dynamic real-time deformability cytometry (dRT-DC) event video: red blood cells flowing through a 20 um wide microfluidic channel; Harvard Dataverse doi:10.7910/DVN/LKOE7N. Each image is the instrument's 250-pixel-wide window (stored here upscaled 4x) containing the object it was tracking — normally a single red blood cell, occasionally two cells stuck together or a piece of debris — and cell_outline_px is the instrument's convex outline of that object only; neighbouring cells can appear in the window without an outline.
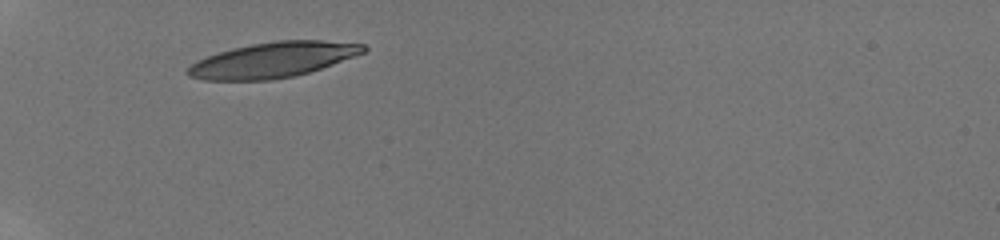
{"species": "human", "species_latin": "Homo sapiens", "temperature_condition": "room temperature", "stored_images_in_passage": 35, "camera_frame_rate_fps": 3000, "um_per_image_px": 0.085, "donor": {"sex": "male"}, "frame": {"image": 1, "passage_image": 1, "time_ms": 0.0, "image_size_px": [1000, 240], "cell_outline_px": [[368, 48], [364, 52], [356, 56], [296, 76], [272, 80], [204, 80], [188, 76], [184, 72], [196, 60], [232, 48], [252, 44], [276, 40], [324, 40], [364, 44]], "centroid_in_image_um": [23.19, 5.09], "position_along_channel_um": 61.8, "area_um2": 36.13}}
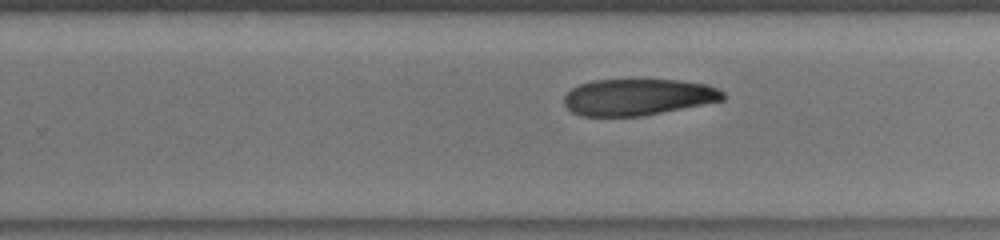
{"frame": {"image": 2, "passage_image": 19, "time_ms": 6.0, "image_size_px": [1000, 240], "cell_outline_px": [[728, 96], [724, 100], [644, 116], [580, 116], [572, 112], [564, 104], [564, 96], [572, 88], [580, 84], [592, 80], [680, 80], [704, 84], [716, 88], [724, 92]], "centroid_in_image_um": [54.23, 8.26], "position_along_channel_um": 275.6, "area_um2": 33.87}}
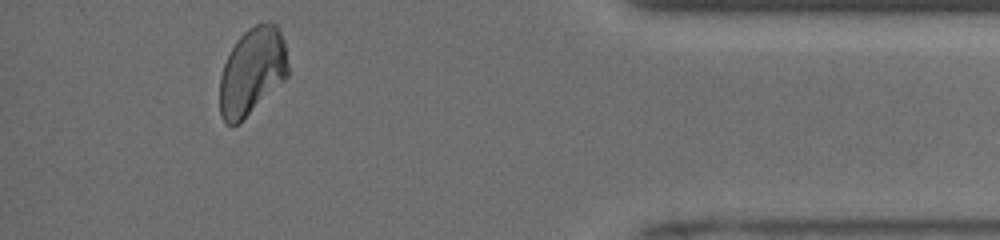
{"frame": {"image": 3, "passage_image": 32, "time_ms": 10.333, "image_size_px": [1000, 240], "cell_outline_px": [[288, 76], [284, 80], [236, 124], [228, 124], [220, 116], [220, 76], [224, 64], [236, 40], [248, 28], [256, 24], [276, 24], [284, 40], [288, 64]], "centroid_in_image_um": [21.42, 6.03], "position_along_channel_um": 413.8, "area_um2": 33.93}}